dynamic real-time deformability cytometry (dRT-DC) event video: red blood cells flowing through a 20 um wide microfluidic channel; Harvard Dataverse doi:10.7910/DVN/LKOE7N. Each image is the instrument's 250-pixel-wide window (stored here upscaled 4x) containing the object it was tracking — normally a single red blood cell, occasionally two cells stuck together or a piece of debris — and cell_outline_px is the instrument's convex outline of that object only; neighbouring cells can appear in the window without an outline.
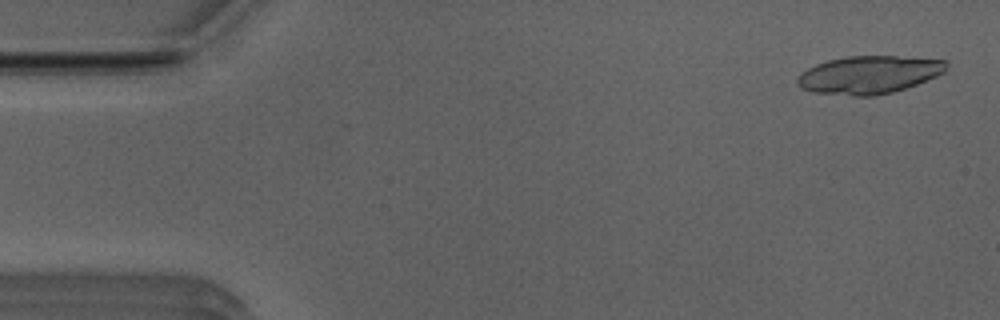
{"species": "Egyptian fruit bat (a non-hibernating species)", "species_latin": "Rousettus aegyptiacus", "temperature_condition": "room temperature", "stored_images_in_passage": 17, "camera_frame_rate_fps": 3000, "um_per_image_px": 0.085, "animal": {"sex": "male"}, "frame": {"image": 1, "passage_image": 2, "time_ms": 0.333, "image_size_px": [1000, 320], "cell_outline_px": [[948, 68], [944, 72], [936, 76], [916, 84], [892, 92], [876, 96], [852, 96], [812, 92], [800, 88], [796, 84], [796, 80], [800, 72], [816, 64], [828, 60], [848, 56], [896, 56], [944, 60], [948, 64]], "centroid_in_image_um": [73.81, 6.36], "position_along_channel_um": 11.2, "area_um2": 32.95}}